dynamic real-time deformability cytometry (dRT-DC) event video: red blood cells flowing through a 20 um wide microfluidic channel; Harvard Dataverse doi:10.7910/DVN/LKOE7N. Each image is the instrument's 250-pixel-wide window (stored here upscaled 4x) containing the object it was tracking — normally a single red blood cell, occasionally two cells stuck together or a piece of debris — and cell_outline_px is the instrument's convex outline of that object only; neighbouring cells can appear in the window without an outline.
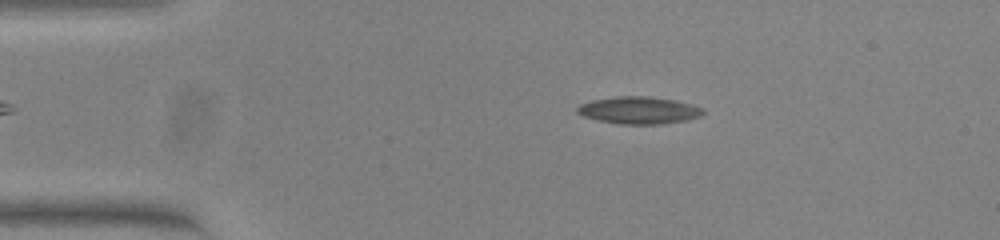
{"species": "common noctule bat (a hibernating species)", "species_latin": "Nyctalus noctula", "temperature_condition": "warm", "stored_images_in_passage": 48, "camera_frame_rate_fps": 3000, "um_per_image_px": 0.085, "animal": {"sex": "female", "body_mass_g": 23.0, "forearm_length_mm": 53.4}, "frame": {"image": 1, "passage_image": 4, "time_ms": 1.0, "image_size_px": [1000, 240], "cell_outline_px": [[704, 112], [700, 116], [684, 120], [660, 124], [620, 124], [600, 120], [584, 116], [576, 112], [576, 108], [580, 104], [592, 100], [616, 96], [648, 96], [676, 100], [692, 104], [704, 108]], "centroid_in_image_um": [54.31, 9.36], "position_along_channel_um": 30.7, "area_um2": 19.88}}
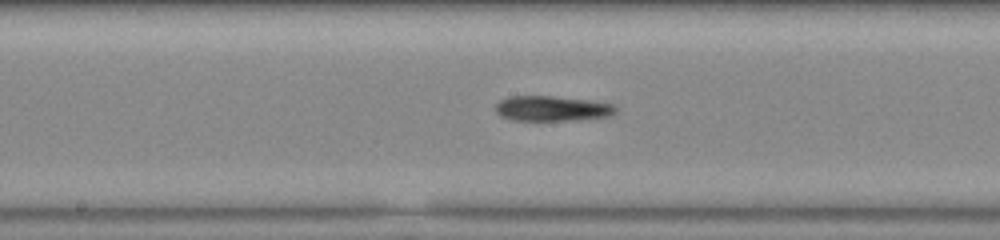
{"frame": {"image": 2, "passage_image": 22, "time_ms": 7.0, "image_size_px": [1000, 240], "cell_outline_px": [[616, 112], [608, 116], [572, 120], [512, 120], [500, 116], [496, 112], [496, 104], [500, 100], [508, 96], [552, 96], [588, 100], [616, 104]], "centroid_in_image_um": [46.91, 9.21], "position_along_channel_um": 201.3, "area_um2": 17.57}}
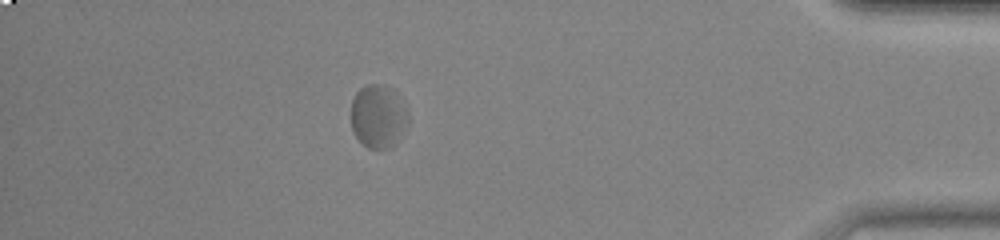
{"frame": {"image": 3, "passage_image": 42, "time_ms": 13.667, "image_size_px": [1000, 240], "cell_outline_px": [[408, 124], [396, 144], [392, 148], [368, 148], [356, 136], [352, 128], [352, 100], [356, 92], [360, 88], [368, 84], [376, 84], [392, 88], [408, 112]], "centroid_in_image_um": [32.16, 9.9], "position_along_channel_um": 403.0, "area_um2": 20.92}, "authors_computed_cell_mechanics": {"area_um2": 18.6405, "velocity_mm_per_s": 3.7184, "shape_relaxation_time_tau1_ms": null, "shape_relaxation_time_tau2_ms": 6.1115, "deformation_change_tau1": null, "deformation_change_tau2": 0.1454}}